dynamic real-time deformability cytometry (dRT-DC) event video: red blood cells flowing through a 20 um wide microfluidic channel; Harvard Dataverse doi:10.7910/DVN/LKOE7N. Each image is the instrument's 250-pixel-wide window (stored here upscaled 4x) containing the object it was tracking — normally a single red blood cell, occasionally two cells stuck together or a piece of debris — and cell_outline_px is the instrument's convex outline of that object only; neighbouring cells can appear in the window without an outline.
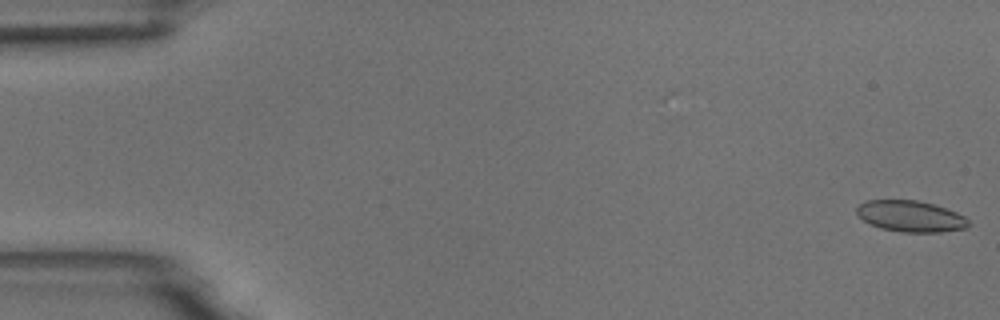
{"species": "common noctule bat (a hibernating species)", "species_latin": "Nyctalus noctula", "temperature_condition": "room temperature", "stored_images_in_passage": 55, "camera_frame_rate_fps": 3000, "um_per_image_px": 0.085, "animal": {"sex": "male", "body_mass_g": 18.8}, "frame": {"image": 1, "passage_image": 1, "time_ms": 0.0, "image_size_px": [1000, 320], "cell_outline_px": [[968, 228], [940, 232], [900, 232], [880, 228], [864, 220], [856, 212], [856, 208], [860, 204], [868, 200], [916, 200], [932, 204], [956, 212], [964, 216], [968, 220]], "centroid_in_image_um": [77.4, 18.39], "position_along_channel_um": 7.6, "area_um2": 20.11}}
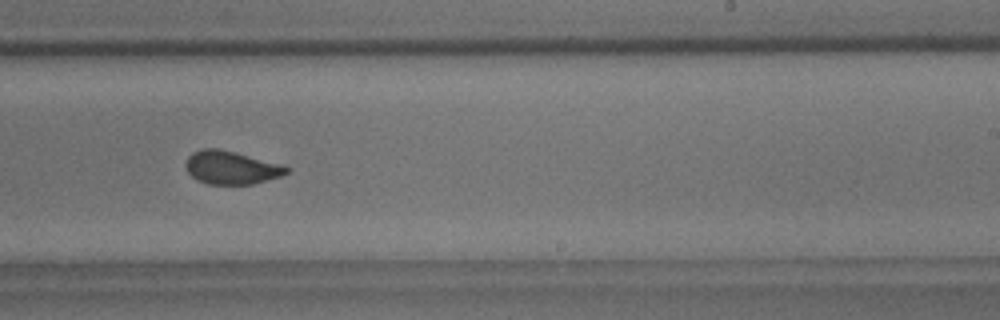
{"frame": {"image": 2, "passage_image": 34, "time_ms": 11.0, "image_size_px": [1000, 320], "cell_outline_px": [[288, 172], [280, 176], [252, 184], [208, 184], [196, 180], [188, 172], [184, 164], [188, 156], [192, 152], [204, 148], [216, 148], [280, 164], [288, 168]], "centroid_in_image_um": [19.58, 14.25], "position_along_channel_um": 269.4, "area_um2": 19.13}}
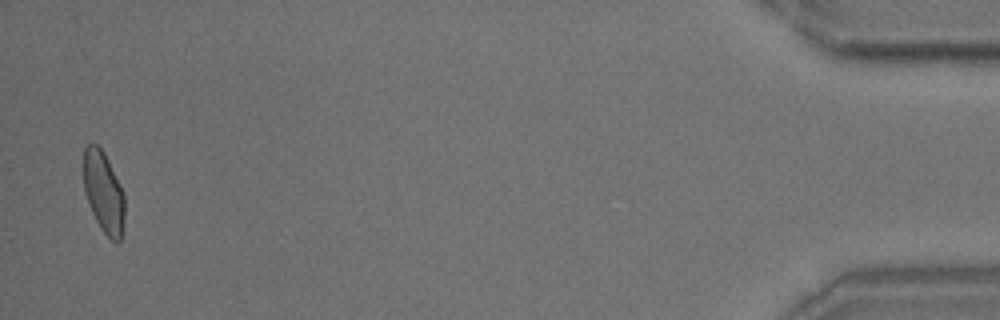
{"frame": {"image": 3, "passage_image": 54, "time_ms": 17.667, "image_size_px": [1000, 320], "cell_outline_px": [[124, 224], [120, 240], [116, 244], [100, 228], [92, 212], [84, 188], [84, 148], [88, 144], [96, 144], [104, 152], [124, 192]], "centroid_in_image_um": [8.82, 16.35], "position_along_channel_um": 426.4, "area_um2": 19.31}, "authors_computed_cell_mechanics": {"area_um2": 20.23, "velocity_mm_per_s": 3.679, "shape_relaxation_time_tau1_ms": 4.9115, "shape_relaxation_time_tau2_ms": 0.9794, "deformation_change_tau1": 0.1278, "deformation_change_tau2": 0.0436}}